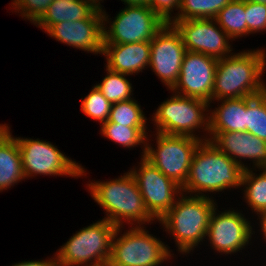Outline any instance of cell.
I'll use <instances>...</instances> for the list:
<instances>
[{
	"label": "cell",
	"instance_id": "cell-1",
	"mask_svg": "<svg viewBox=\"0 0 266 266\" xmlns=\"http://www.w3.org/2000/svg\"><path fill=\"white\" fill-rule=\"evenodd\" d=\"M118 178L88 181L86 190L116 227L146 226L157 221L147 211L135 178L128 170ZM150 223V224H149Z\"/></svg>",
	"mask_w": 266,
	"mask_h": 266
},
{
	"label": "cell",
	"instance_id": "cell-2",
	"mask_svg": "<svg viewBox=\"0 0 266 266\" xmlns=\"http://www.w3.org/2000/svg\"><path fill=\"white\" fill-rule=\"evenodd\" d=\"M257 48L218 59L209 106L217 100L256 96L266 90V48Z\"/></svg>",
	"mask_w": 266,
	"mask_h": 266
},
{
	"label": "cell",
	"instance_id": "cell-3",
	"mask_svg": "<svg viewBox=\"0 0 266 266\" xmlns=\"http://www.w3.org/2000/svg\"><path fill=\"white\" fill-rule=\"evenodd\" d=\"M244 169L226 154L219 151L210 141H202L195 150L189 175L182 192L188 195L214 198L242 183ZM214 196H212L211 195Z\"/></svg>",
	"mask_w": 266,
	"mask_h": 266
},
{
	"label": "cell",
	"instance_id": "cell-4",
	"mask_svg": "<svg viewBox=\"0 0 266 266\" xmlns=\"http://www.w3.org/2000/svg\"><path fill=\"white\" fill-rule=\"evenodd\" d=\"M217 205L215 198L182 193L158 221L163 232L173 238L178 254L187 257L206 241L210 219Z\"/></svg>",
	"mask_w": 266,
	"mask_h": 266
},
{
	"label": "cell",
	"instance_id": "cell-5",
	"mask_svg": "<svg viewBox=\"0 0 266 266\" xmlns=\"http://www.w3.org/2000/svg\"><path fill=\"white\" fill-rule=\"evenodd\" d=\"M154 112L150 116V121L156 132L208 141L209 103L205 100L172 92V95L161 102Z\"/></svg>",
	"mask_w": 266,
	"mask_h": 266
},
{
	"label": "cell",
	"instance_id": "cell-6",
	"mask_svg": "<svg viewBox=\"0 0 266 266\" xmlns=\"http://www.w3.org/2000/svg\"><path fill=\"white\" fill-rule=\"evenodd\" d=\"M128 228L117 227L107 266H162L176 257L168 244L149 233L146 226Z\"/></svg>",
	"mask_w": 266,
	"mask_h": 266
},
{
	"label": "cell",
	"instance_id": "cell-7",
	"mask_svg": "<svg viewBox=\"0 0 266 266\" xmlns=\"http://www.w3.org/2000/svg\"><path fill=\"white\" fill-rule=\"evenodd\" d=\"M116 229L104 218L79 229L55 252L58 266H107Z\"/></svg>",
	"mask_w": 266,
	"mask_h": 266
},
{
	"label": "cell",
	"instance_id": "cell-8",
	"mask_svg": "<svg viewBox=\"0 0 266 266\" xmlns=\"http://www.w3.org/2000/svg\"><path fill=\"white\" fill-rule=\"evenodd\" d=\"M153 133L151 131V134L147 136L144 158L165 176L183 187L189 175L193 154L202 140L156 131ZM152 141H156L154 142L156 147L154 143H151Z\"/></svg>",
	"mask_w": 266,
	"mask_h": 266
},
{
	"label": "cell",
	"instance_id": "cell-9",
	"mask_svg": "<svg viewBox=\"0 0 266 266\" xmlns=\"http://www.w3.org/2000/svg\"><path fill=\"white\" fill-rule=\"evenodd\" d=\"M21 153L23 173L26 179L43 176L87 177L82 164L66 156L58 147L46 140L15 137Z\"/></svg>",
	"mask_w": 266,
	"mask_h": 266
},
{
	"label": "cell",
	"instance_id": "cell-10",
	"mask_svg": "<svg viewBox=\"0 0 266 266\" xmlns=\"http://www.w3.org/2000/svg\"><path fill=\"white\" fill-rule=\"evenodd\" d=\"M102 16L103 44L150 42L166 25L146 5L125 6L113 19L104 8Z\"/></svg>",
	"mask_w": 266,
	"mask_h": 266
},
{
	"label": "cell",
	"instance_id": "cell-11",
	"mask_svg": "<svg viewBox=\"0 0 266 266\" xmlns=\"http://www.w3.org/2000/svg\"><path fill=\"white\" fill-rule=\"evenodd\" d=\"M218 207L212 213L205 242H209L208 247L217 254L235 256V253H242L251 245L252 237L257 235L254 223L238 208H222L223 211H219Z\"/></svg>",
	"mask_w": 266,
	"mask_h": 266
},
{
	"label": "cell",
	"instance_id": "cell-12",
	"mask_svg": "<svg viewBox=\"0 0 266 266\" xmlns=\"http://www.w3.org/2000/svg\"><path fill=\"white\" fill-rule=\"evenodd\" d=\"M137 163L138 166H132L129 171L136 180L147 211L158 222L183 193L182 187L144 157Z\"/></svg>",
	"mask_w": 266,
	"mask_h": 266
},
{
	"label": "cell",
	"instance_id": "cell-13",
	"mask_svg": "<svg viewBox=\"0 0 266 266\" xmlns=\"http://www.w3.org/2000/svg\"><path fill=\"white\" fill-rule=\"evenodd\" d=\"M181 34L186 51L221 59L234 53L233 40L215 19H189L172 24ZM233 51V52H232Z\"/></svg>",
	"mask_w": 266,
	"mask_h": 266
},
{
	"label": "cell",
	"instance_id": "cell-14",
	"mask_svg": "<svg viewBox=\"0 0 266 266\" xmlns=\"http://www.w3.org/2000/svg\"><path fill=\"white\" fill-rule=\"evenodd\" d=\"M185 52L181 34L170 24H166L150 41L149 68L167 91L178 81Z\"/></svg>",
	"mask_w": 266,
	"mask_h": 266
},
{
	"label": "cell",
	"instance_id": "cell-15",
	"mask_svg": "<svg viewBox=\"0 0 266 266\" xmlns=\"http://www.w3.org/2000/svg\"><path fill=\"white\" fill-rule=\"evenodd\" d=\"M218 59L202 53L186 51L180 75L170 90L175 94L194 97L210 103L213 101V87Z\"/></svg>",
	"mask_w": 266,
	"mask_h": 266
},
{
	"label": "cell",
	"instance_id": "cell-16",
	"mask_svg": "<svg viewBox=\"0 0 266 266\" xmlns=\"http://www.w3.org/2000/svg\"><path fill=\"white\" fill-rule=\"evenodd\" d=\"M45 33L50 38L95 56L103 53V16L95 10L87 19L52 25Z\"/></svg>",
	"mask_w": 266,
	"mask_h": 266
},
{
	"label": "cell",
	"instance_id": "cell-17",
	"mask_svg": "<svg viewBox=\"0 0 266 266\" xmlns=\"http://www.w3.org/2000/svg\"><path fill=\"white\" fill-rule=\"evenodd\" d=\"M208 141L244 170L266 168V141L249 132H209Z\"/></svg>",
	"mask_w": 266,
	"mask_h": 266
},
{
	"label": "cell",
	"instance_id": "cell-18",
	"mask_svg": "<svg viewBox=\"0 0 266 266\" xmlns=\"http://www.w3.org/2000/svg\"><path fill=\"white\" fill-rule=\"evenodd\" d=\"M102 56L109 70L135 76L149 68L150 42L103 44Z\"/></svg>",
	"mask_w": 266,
	"mask_h": 266
},
{
	"label": "cell",
	"instance_id": "cell-19",
	"mask_svg": "<svg viewBox=\"0 0 266 266\" xmlns=\"http://www.w3.org/2000/svg\"><path fill=\"white\" fill-rule=\"evenodd\" d=\"M11 132L10 125L0 124V193L26 180L18 143Z\"/></svg>",
	"mask_w": 266,
	"mask_h": 266
},
{
	"label": "cell",
	"instance_id": "cell-20",
	"mask_svg": "<svg viewBox=\"0 0 266 266\" xmlns=\"http://www.w3.org/2000/svg\"><path fill=\"white\" fill-rule=\"evenodd\" d=\"M217 104L214 109L209 106V132H246V97L217 100Z\"/></svg>",
	"mask_w": 266,
	"mask_h": 266
},
{
	"label": "cell",
	"instance_id": "cell-21",
	"mask_svg": "<svg viewBox=\"0 0 266 266\" xmlns=\"http://www.w3.org/2000/svg\"><path fill=\"white\" fill-rule=\"evenodd\" d=\"M95 10L84 0H53L35 26L46 32L56 23L87 19Z\"/></svg>",
	"mask_w": 266,
	"mask_h": 266
},
{
	"label": "cell",
	"instance_id": "cell-22",
	"mask_svg": "<svg viewBox=\"0 0 266 266\" xmlns=\"http://www.w3.org/2000/svg\"><path fill=\"white\" fill-rule=\"evenodd\" d=\"M99 131L103 138L105 137L125 149L131 150L141 145L142 158L145 155L147 136L152 130L148 126H125L107 120L101 125Z\"/></svg>",
	"mask_w": 266,
	"mask_h": 266
},
{
	"label": "cell",
	"instance_id": "cell-23",
	"mask_svg": "<svg viewBox=\"0 0 266 266\" xmlns=\"http://www.w3.org/2000/svg\"><path fill=\"white\" fill-rule=\"evenodd\" d=\"M257 171L260 173L258 174ZM241 187L244 195L242 200L247 203L252 214L258 216L266 212V168L244 170Z\"/></svg>",
	"mask_w": 266,
	"mask_h": 266
},
{
	"label": "cell",
	"instance_id": "cell-24",
	"mask_svg": "<svg viewBox=\"0 0 266 266\" xmlns=\"http://www.w3.org/2000/svg\"><path fill=\"white\" fill-rule=\"evenodd\" d=\"M214 19L233 41L247 37L245 0H232Z\"/></svg>",
	"mask_w": 266,
	"mask_h": 266
},
{
	"label": "cell",
	"instance_id": "cell-25",
	"mask_svg": "<svg viewBox=\"0 0 266 266\" xmlns=\"http://www.w3.org/2000/svg\"><path fill=\"white\" fill-rule=\"evenodd\" d=\"M104 70L105 77L102 82H96L95 86L111 104L134 98L132 81L127 78L129 75L111 71L107 67Z\"/></svg>",
	"mask_w": 266,
	"mask_h": 266
},
{
	"label": "cell",
	"instance_id": "cell-26",
	"mask_svg": "<svg viewBox=\"0 0 266 266\" xmlns=\"http://www.w3.org/2000/svg\"><path fill=\"white\" fill-rule=\"evenodd\" d=\"M232 0H181L178 15L169 23L189 19H214Z\"/></svg>",
	"mask_w": 266,
	"mask_h": 266
},
{
	"label": "cell",
	"instance_id": "cell-27",
	"mask_svg": "<svg viewBox=\"0 0 266 266\" xmlns=\"http://www.w3.org/2000/svg\"><path fill=\"white\" fill-rule=\"evenodd\" d=\"M143 109L136 98L113 103L108 121L125 126H149L147 123L150 120L145 116Z\"/></svg>",
	"mask_w": 266,
	"mask_h": 266
},
{
	"label": "cell",
	"instance_id": "cell-28",
	"mask_svg": "<svg viewBox=\"0 0 266 266\" xmlns=\"http://www.w3.org/2000/svg\"><path fill=\"white\" fill-rule=\"evenodd\" d=\"M246 132L266 141V90L246 97Z\"/></svg>",
	"mask_w": 266,
	"mask_h": 266
},
{
	"label": "cell",
	"instance_id": "cell-29",
	"mask_svg": "<svg viewBox=\"0 0 266 266\" xmlns=\"http://www.w3.org/2000/svg\"><path fill=\"white\" fill-rule=\"evenodd\" d=\"M111 103L101 91L93 85L90 92L81 99V111L89 118L98 121L100 126L105 123L110 114Z\"/></svg>",
	"mask_w": 266,
	"mask_h": 266
},
{
	"label": "cell",
	"instance_id": "cell-30",
	"mask_svg": "<svg viewBox=\"0 0 266 266\" xmlns=\"http://www.w3.org/2000/svg\"><path fill=\"white\" fill-rule=\"evenodd\" d=\"M13 1V2H12ZM11 12L18 13L24 20L35 25L45 14L53 0H12ZM14 10V11H13Z\"/></svg>",
	"mask_w": 266,
	"mask_h": 266
},
{
	"label": "cell",
	"instance_id": "cell-31",
	"mask_svg": "<svg viewBox=\"0 0 266 266\" xmlns=\"http://www.w3.org/2000/svg\"><path fill=\"white\" fill-rule=\"evenodd\" d=\"M247 37L266 31V4L245 1Z\"/></svg>",
	"mask_w": 266,
	"mask_h": 266
},
{
	"label": "cell",
	"instance_id": "cell-32",
	"mask_svg": "<svg viewBox=\"0 0 266 266\" xmlns=\"http://www.w3.org/2000/svg\"><path fill=\"white\" fill-rule=\"evenodd\" d=\"M180 3L181 0H149L148 7L169 24L178 15Z\"/></svg>",
	"mask_w": 266,
	"mask_h": 266
},
{
	"label": "cell",
	"instance_id": "cell-33",
	"mask_svg": "<svg viewBox=\"0 0 266 266\" xmlns=\"http://www.w3.org/2000/svg\"><path fill=\"white\" fill-rule=\"evenodd\" d=\"M51 257V258H50ZM47 257L46 259L39 260H28L13 263L11 266H58L55 254Z\"/></svg>",
	"mask_w": 266,
	"mask_h": 266
},
{
	"label": "cell",
	"instance_id": "cell-34",
	"mask_svg": "<svg viewBox=\"0 0 266 266\" xmlns=\"http://www.w3.org/2000/svg\"><path fill=\"white\" fill-rule=\"evenodd\" d=\"M259 219V220H258ZM256 220L258 221V223L256 222ZM255 221L252 220L253 222H255L256 224H258L257 226H259L260 228L257 229L256 231L259 233V235L262 236L261 239H263L266 242V212L261 213L260 215H258V218Z\"/></svg>",
	"mask_w": 266,
	"mask_h": 266
},
{
	"label": "cell",
	"instance_id": "cell-35",
	"mask_svg": "<svg viewBox=\"0 0 266 266\" xmlns=\"http://www.w3.org/2000/svg\"><path fill=\"white\" fill-rule=\"evenodd\" d=\"M125 6L146 5L148 6L149 0H121Z\"/></svg>",
	"mask_w": 266,
	"mask_h": 266
},
{
	"label": "cell",
	"instance_id": "cell-36",
	"mask_svg": "<svg viewBox=\"0 0 266 266\" xmlns=\"http://www.w3.org/2000/svg\"><path fill=\"white\" fill-rule=\"evenodd\" d=\"M86 2H88L94 9L99 10V11H103V5L101 3L104 2V0H84Z\"/></svg>",
	"mask_w": 266,
	"mask_h": 266
},
{
	"label": "cell",
	"instance_id": "cell-37",
	"mask_svg": "<svg viewBox=\"0 0 266 266\" xmlns=\"http://www.w3.org/2000/svg\"><path fill=\"white\" fill-rule=\"evenodd\" d=\"M245 1H251V2H256V3H264V4H266V0H245Z\"/></svg>",
	"mask_w": 266,
	"mask_h": 266
}]
</instances>
